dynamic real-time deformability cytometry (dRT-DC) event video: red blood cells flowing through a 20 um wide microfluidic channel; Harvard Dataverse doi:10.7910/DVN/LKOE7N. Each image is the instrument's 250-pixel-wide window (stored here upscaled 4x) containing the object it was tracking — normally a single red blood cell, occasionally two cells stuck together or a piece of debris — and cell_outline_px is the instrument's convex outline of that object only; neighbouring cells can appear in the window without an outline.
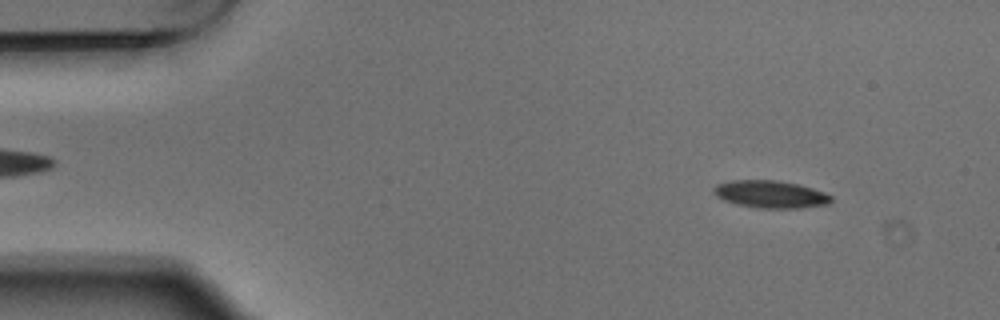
{"species": "Egyptian fruit bat (a non-hibernating species)", "species_latin": "Rousettus aegyptiacus", "temperature_condition": "warm", "stored_images_in_passage": 4, "segment_of_instrument_passage": [1, 2], "camera_frame_rate_fps": 3000, "um_per_image_px": 0.085, "animal": {"sex": "male"}, "frame": {"image": 1, "passage_image": 1, "time_ms": 0.0, "image_size_px": [1000, 320], "cell_outline_px": [[832, 200], [828, 204], [800, 208], [756, 208], [736, 204], [724, 200], [716, 196], [712, 192], [712, 188], [716, 184], [732, 180], [780, 180], [812, 188], [824, 192], [832, 196]], "centroid_in_image_um": [65.46, 16.51], "position_along_channel_um": 19.5, "area_um2": 18.9}}